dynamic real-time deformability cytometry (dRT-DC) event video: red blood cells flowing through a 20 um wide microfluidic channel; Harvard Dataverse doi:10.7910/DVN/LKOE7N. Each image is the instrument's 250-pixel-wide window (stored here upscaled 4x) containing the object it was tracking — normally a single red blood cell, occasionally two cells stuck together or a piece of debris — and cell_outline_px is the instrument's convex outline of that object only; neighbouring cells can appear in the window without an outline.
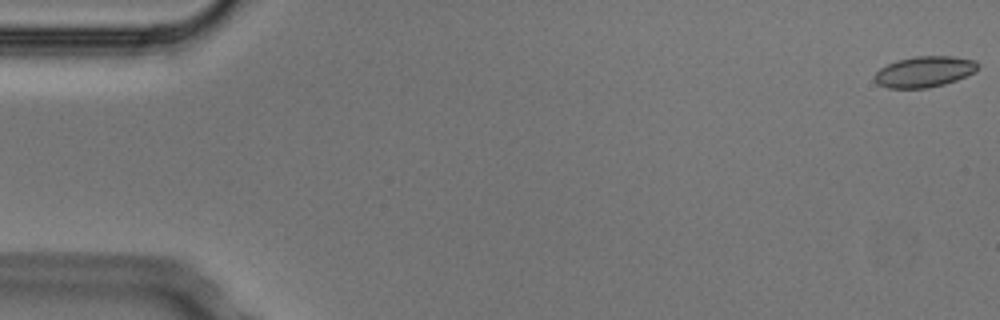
{"species": "Egyptian fruit bat (a non-hibernating species)", "species_latin": "Rousettus aegyptiacus", "temperature_condition": "cold", "stored_images_in_passage": 4, "camera_frame_rate_fps": 3000, "um_per_image_px": 0.085, "animal": {"sex": "male"}, "frame": {"image": 1, "passage_image": 1, "time_ms": 0.0, "image_size_px": [1000, 320], "cell_outline_px": [[980, 68], [976, 72], [956, 80], [944, 84], [928, 88], [888, 88], [880, 84], [876, 80], [876, 72], [880, 68], [896, 60], [916, 56], [952, 56], [976, 60], [980, 64]], "centroid_in_image_um": [78.65, 6.08], "position_along_channel_um": 6.4, "area_um2": 18.61}}
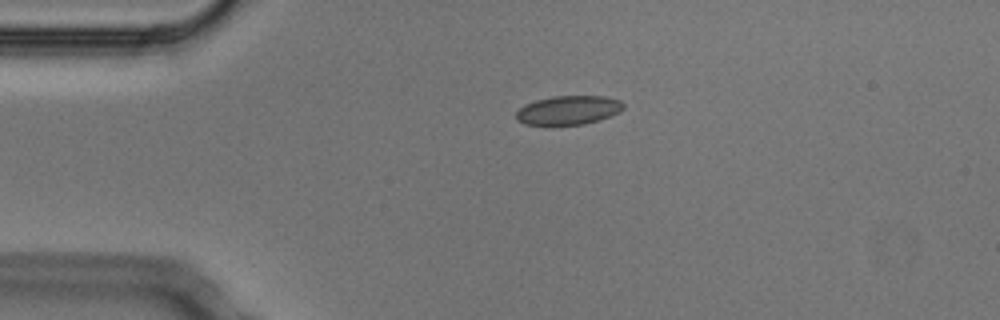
{"frame": {"image": 2, "passage_image": 3, "time_ms": 0.667, "image_size_px": [1000, 320], "cell_outline_px": [[624, 108], [620, 112], [584, 124], [552, 128], [524, 124], [516, 120], [516, 112], [524, 104], [536, 100], [552, 96], [604, 96], [620, 100], [624, 104]], "centroid_in_image_um": [48.24, 9.41], "position_along_channel_um": 36.8, "area_um2": 18.79}}